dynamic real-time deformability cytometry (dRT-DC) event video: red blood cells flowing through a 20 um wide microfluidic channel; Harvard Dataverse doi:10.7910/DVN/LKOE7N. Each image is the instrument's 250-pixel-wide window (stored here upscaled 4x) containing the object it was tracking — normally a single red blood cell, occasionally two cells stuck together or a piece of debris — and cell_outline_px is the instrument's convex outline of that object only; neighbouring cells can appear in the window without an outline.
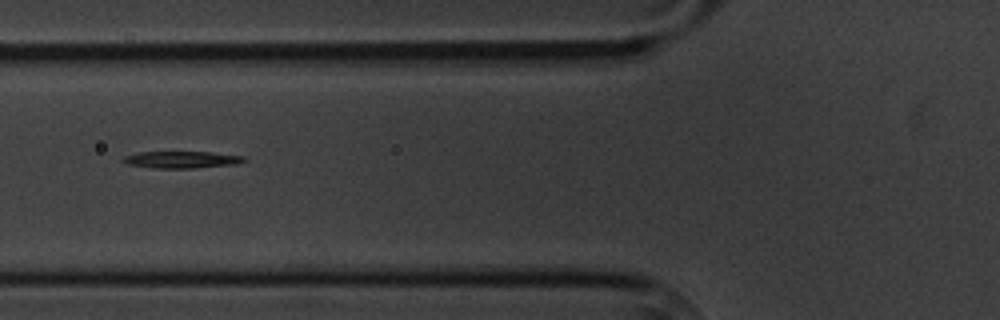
{"species": "common noctule bat (a hibernating species)", "species_latin": "Nyctalus noctula", "temperature_condition": "cold", "stored_images_in_passage": 11, "segment_of_instrument_passage": [1, 2], "camera_frame_rate_fps": 3000, "um_per_image_px": 0.085, "animal": {"sex": "male", "body_mass_g": 20.1, "forearm_length_mm": 53.5}, "frame": {"image": 1, "passage_image": 2, "time_ms": 1.0, "image_size_px": [1000, 320], "cell_outline_px": [[248, 160], [236, 164], [196, 168], [152, 168], [128, 164], [120, 160], [124, 156], [140, 152], [212, 152], [244, 156]], "centroid_in_image_um": [15.46, 13.57], "position_along_channel_um": 110.3, "area_um2": 11.96}}
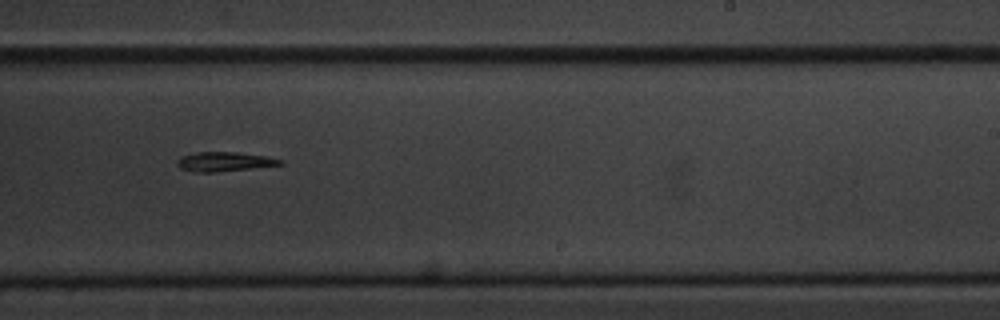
{"frame": {"image": 2, "passage_image": 6, "time_ms": 5.667, "image_size_px": [1000, 320], "cell_outline_px": [[284, 164], [216, 172], [192, 172], [180, 168], [176, 164], [176, 160], [180, 156], [196, 152], [236, 152], [268, 156], [280, 160]], "centroid_in_image_um": [18.99, 13.73], "position_along_channel_um": 270.0, "area_um2": 11.62}}
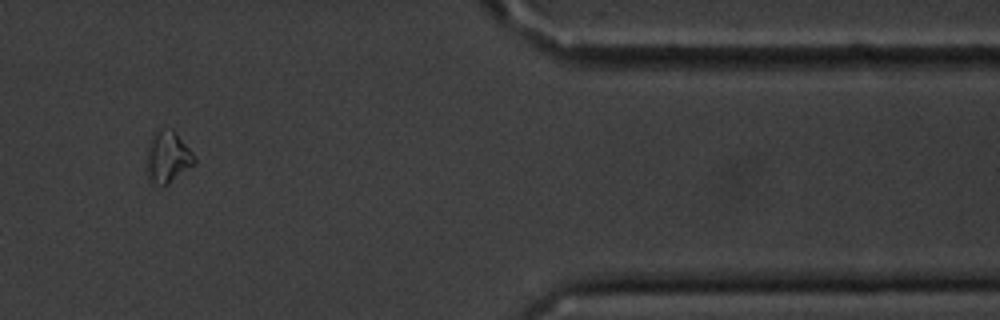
{"frame": {"image": 3, "passage_image": 10, "time_ms": 10.333, "image_size_px": [1000, 320], "cell_outline_px": [[196, 164], [168, 184], [152, 188], [148, 180], [148, 144], [152, 136], [160, 128], [172, 128], [176, 132], [192, 152], [196, 160]], "centroid_in_image_um": [14.26, 13.39], "position_along_channel_um": 397.1, "area_um2": 14.57}}